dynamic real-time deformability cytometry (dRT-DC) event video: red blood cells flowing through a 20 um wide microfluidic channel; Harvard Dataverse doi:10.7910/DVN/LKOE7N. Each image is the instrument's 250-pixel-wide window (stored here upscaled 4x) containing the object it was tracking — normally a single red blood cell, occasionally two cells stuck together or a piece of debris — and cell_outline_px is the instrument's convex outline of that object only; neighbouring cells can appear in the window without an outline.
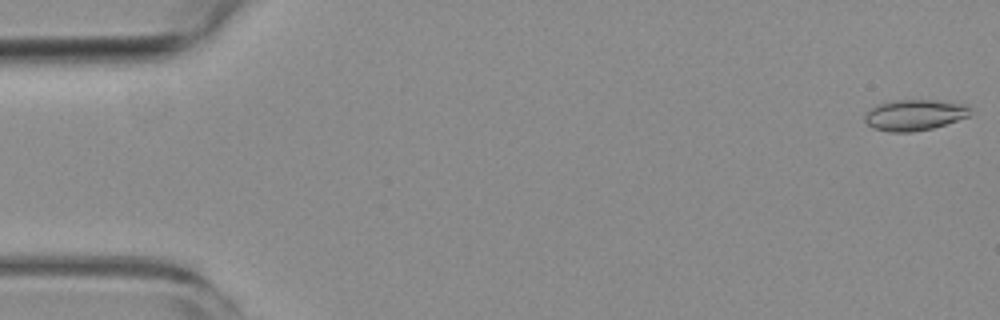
{"species": "common noctule bat (a hibernating species)", "species_latin": "Nyctalus noctula", "temperature_condition": "room temperature", "stored_images_in_passage": 6, "camera_frame_rate_fps": 3000, "um_per_image_px": 0.085, "animal": {"sex": "female", "body_mass_g": 19.3, "forearm_length_mm": 54.1}, "frame": {"image": 1, "passage_image": 1, "time_ms": 0.0, "image_size_px": [1000, 320], "cell_outline_px": [[968, 116], [932, 128], [912, 132], [892, 132], [872, 128], [864, 120], [864, 116], [872, 108], [880, 104], [896, 100], [936, 100], [968, 104]], "centroid_in_image_um": [77.72, 9.77], "position_along_channel_um": 7.3, "area_um2": 18.67}}